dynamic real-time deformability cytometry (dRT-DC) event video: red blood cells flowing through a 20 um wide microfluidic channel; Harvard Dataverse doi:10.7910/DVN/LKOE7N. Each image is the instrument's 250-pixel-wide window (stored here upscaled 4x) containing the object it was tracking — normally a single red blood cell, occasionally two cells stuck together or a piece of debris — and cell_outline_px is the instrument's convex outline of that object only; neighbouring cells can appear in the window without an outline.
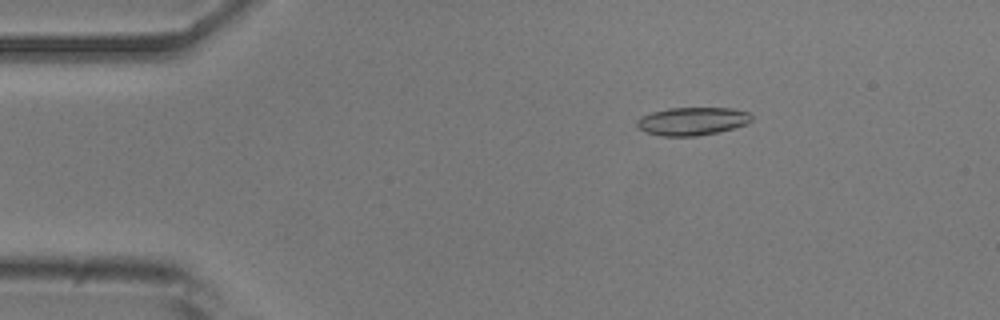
{"species": "common noctule bat (a hibernating species)", "species_latin": "Nyctalus noctula", "temperature_condition": "room temperature", "stored_images_in_passage": 53, "camera_frame_rate_fps": 3000, "um_per_image_px": 0.085, "animal": {"sex": "male", "body_mass_g": 20.5, "forearm_length_mm": 52.5}, "frame": {"image": 1, "passage_image": 9, "time_ms": 2.667, "image_size_px": [1000, 320], "cell_outline_px": [[752, 120], [748, 124], [716, 132], [696, 136], [660, 136], [644, 132], [636, 124], [636, 120], [640, 116], [652, 112], [668, 108], [732, 108], [748, 112], [752, 116]], "centroid_in_image_um": [58.82, 10.3], "position_along_channel_um": 26.2, "area_um2": 18.79}}
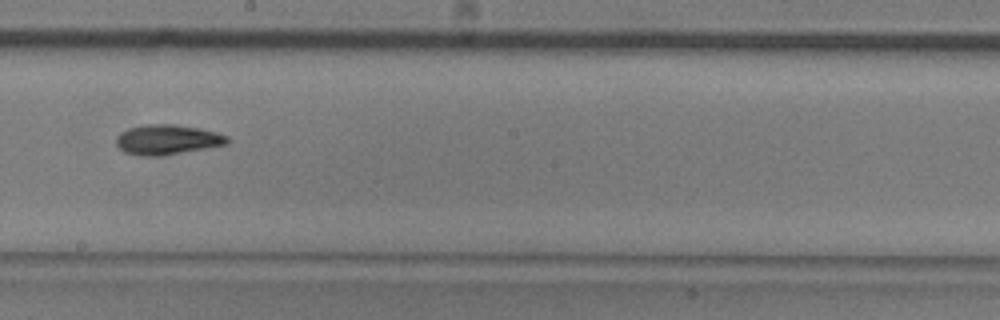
{"frame": {"image": 2, "passage_image": 30, "time_ms": 9.667, "image_size_px": [1000, 320], "cell_outline_px": [[228, 144], [164, 156], [140, 156], [124, 152], [116, 144], [116, 136], [120, 132], [128, 128], [140, 124], [172, 124], [200, 128], [216, 132], [228, 136]], "centroid_in_image_um": [14.19, 11.87], "position_along_channel_um": 234.0, "area_um2": 19.65}}
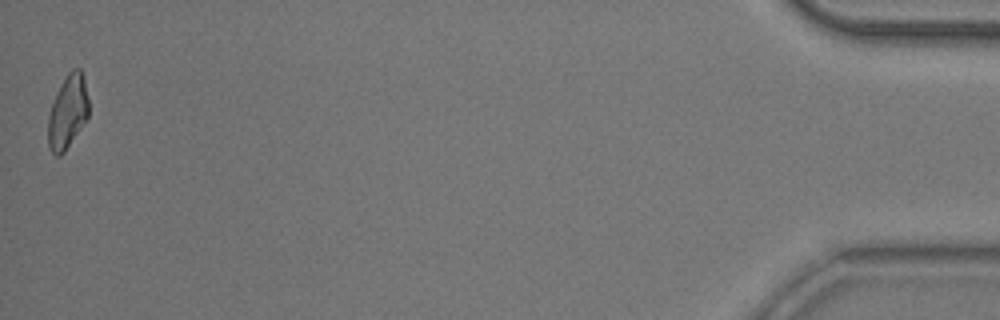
{"frame": {"image": 3, "passage_image": 53, "time_ms": 17.333, "image_size_px": [1000, 320], "cell_outline_px": [[88, 116], [64, 152], [60, 156], [56, 156], [48, 148], [48, 116], [52, 104], [60, 84], [68, 72], [72, 68], [80, 68], [84, 76], [88, 100]], "centroid_in_image_um": [5.74, 9.49], "position_along_channel_um": 429.5, "area_um2": 17.28}, "authors_computed_cell_mechanics": {"area_um2": 18.496, "velocity_mm_per_s": 3.8133, "shape_relaxation_time_tau1_ms": 4.5119, "shape_relaxation_time_tau2_ms": 7.5051, "deformation_change_tau1": 0.1557, "deformation_change_tau2": 0.1529}}